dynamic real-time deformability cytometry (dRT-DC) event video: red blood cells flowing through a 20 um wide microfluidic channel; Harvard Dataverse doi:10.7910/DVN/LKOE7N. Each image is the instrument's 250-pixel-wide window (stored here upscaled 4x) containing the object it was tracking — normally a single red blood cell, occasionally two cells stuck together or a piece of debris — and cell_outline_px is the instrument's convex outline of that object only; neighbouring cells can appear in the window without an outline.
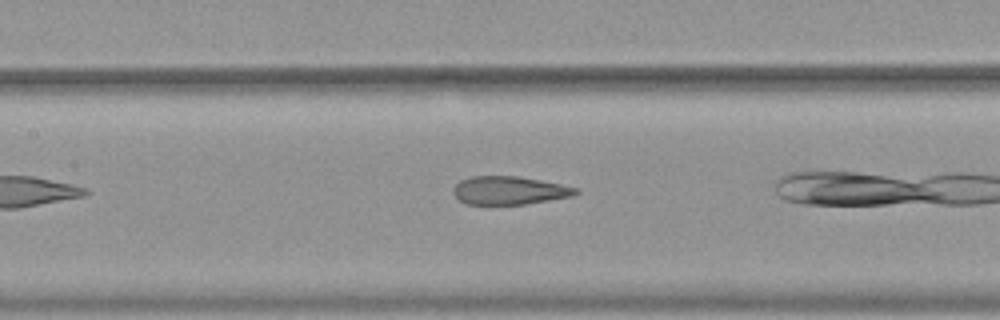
{"species": "common noctule bat (a hibernating species)", "species_latin": "Nyctalus noctula", "temperature_condition": "warm", "stored_images_in_passage": 25, "camera_frame_rate_fps": 3000, "um_per_image_px": 0.085, "animal": {"sex": "female", "body_mass_g": 19.9}, "frame": {"image": 1, "passage_image": 8, "time_ms": 2.333, "image_size_px": [1000, 320], "cell_outline_px": [[580, 192], [572, 196], [524, 204], [468, 204], [460, 200], [452, 192], [452, 188], [460, 180], [472, 176], [516, 176], [540, 180], [580, 188]], "centroid_in_image_um": [43.29, 16.18], "position_along_channel_um": 164.1, "area_um2": 20.06}}
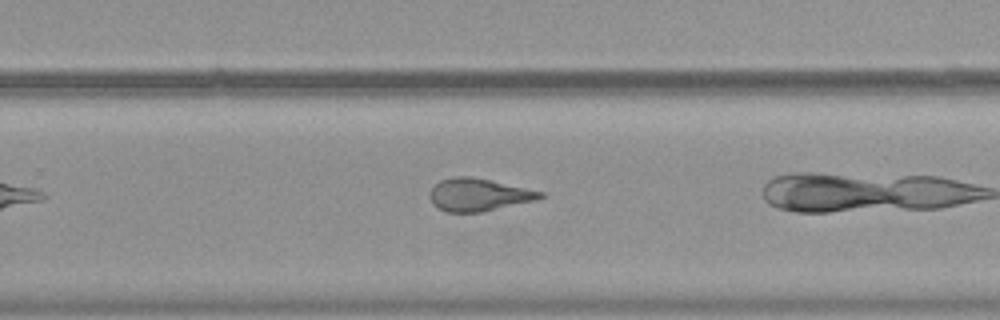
{"frame": {"image": 2, "passage_image": 18, "time_ms": 5.667, "image_size_px": [1000, 320], "cell_outline_px": [[544, 196], [536, 200], [480, 212], [444, 212], [436, 208], [432, 204], [428, 196], [432, 188], [440, 180], [452, 176], [468, 176], [488, 180], [544, 192]], "centroid_in_image_um": [40.61, 16.56], "position_along_channel_um": 289.2, "area_um2": 20.87}}